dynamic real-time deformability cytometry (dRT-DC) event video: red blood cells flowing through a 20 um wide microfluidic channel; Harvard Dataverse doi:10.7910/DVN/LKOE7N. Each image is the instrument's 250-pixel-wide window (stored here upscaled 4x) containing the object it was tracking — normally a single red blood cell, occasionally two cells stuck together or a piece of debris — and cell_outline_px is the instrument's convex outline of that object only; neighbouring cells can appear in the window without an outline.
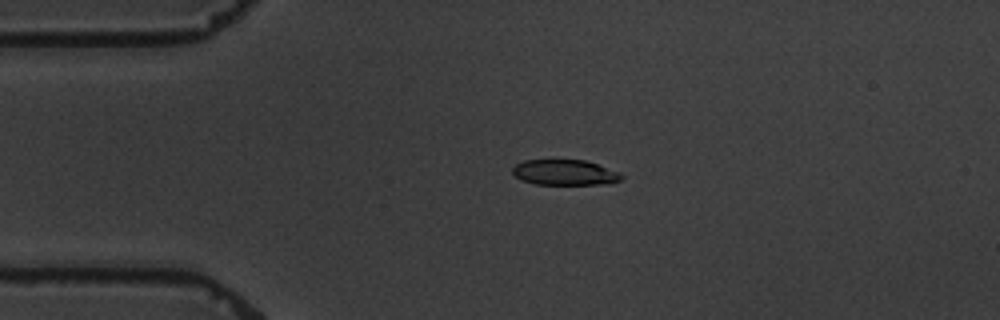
{"species": "common noctule bat (a hibernating species)", "species_latin": "Nyctalus noctula", "temperature_condition": "warm", "stored_images_in_passage": 3, "camera_frame_rate_fps": 3000, "um_per_image_px": 0.085, "animal": {"sex": "male", "body_mass_g": 19.5, "forearm_length_mm": 54.6}, "frame": {"image": 1, "passage_image": 3, "time_ms": 2.333, "image_size_px": [1000, 320], "cell_outline_px": [[624, 176], [620, 180], [596, 184], [536, 184], [524, 180], [516, 176], [512, 172], [512, 168], [516, 164], [524, 160], [584, 160], [620, 172]], "centroid_in_image_um": [47.99, 14.65], "position_along_channel_um": 37.0, "area_um2": 15.84}}